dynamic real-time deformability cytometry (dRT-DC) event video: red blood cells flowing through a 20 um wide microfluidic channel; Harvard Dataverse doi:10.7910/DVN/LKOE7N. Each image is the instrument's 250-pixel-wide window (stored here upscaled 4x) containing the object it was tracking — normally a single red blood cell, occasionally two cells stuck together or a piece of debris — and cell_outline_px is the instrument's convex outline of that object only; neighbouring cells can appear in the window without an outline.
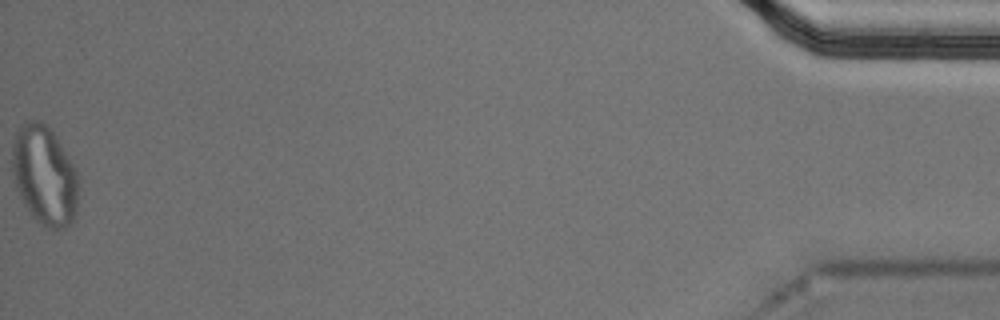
{"species": "Egyptian fruit bat (a non-hibernating species)", "species_latin": "Rousettus aegyptiacus", "temperature_condition": "cold", "stored_images_in_passage": 54, "segment_of_instrument_passage": [2, 2], "camera_frame_rate_fps": 3000, "um_per_image_px": 0.085, "animal": {"sex": "male"}, "frame": {"image": 1, "passage_image": 54, "time_ms": 17.667, "image_size_px": [1000, 320], "cell_outline_px": [[76, 212], [72, 220], [64, 228], [48, 228], [40, 224], [32, 216], [24, 204], [16, 188], [12, 172], [12, 140], [20, 124], [28, 120], [36, 120], [52, 128], [72, 164], [76, 172]], "centroid_in_image_um": [3.73, 14.87], "position_along_channel_um": 431.5, "area_um2": 38.09}}